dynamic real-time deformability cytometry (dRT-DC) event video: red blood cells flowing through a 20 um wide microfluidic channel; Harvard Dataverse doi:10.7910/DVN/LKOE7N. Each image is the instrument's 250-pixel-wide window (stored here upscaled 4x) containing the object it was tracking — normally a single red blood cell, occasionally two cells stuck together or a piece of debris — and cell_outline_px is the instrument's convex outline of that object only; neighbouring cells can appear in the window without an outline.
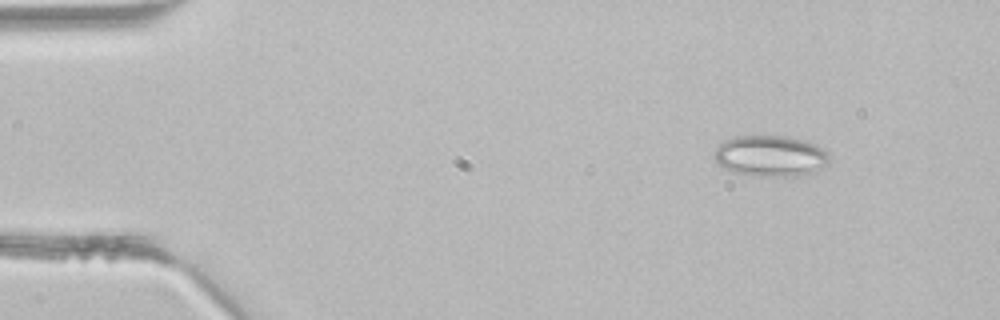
{"species": "common noctule bat (a hibernating species)", "species_latin": "Nyctalus noctula", "temperature_condition": "room temperature", "stored_images_in_passage": 2, "camera_frame_rate_fps": 3000, "um_per_image_px": 0.085, "animal": {"sex": "male", "body_mass_g": 21.5, "forearm_length_mm": 52.0}, "frame": {"image": 1, "passage_image": 1, "time_ms": 0.0, "image_size_px": [1000, 320], "cell_outline_px": [[828, 164], [816, 172], [808, 176], [752, 176], [732, 172], [724, 168], [712, 156], [716, 148], [724, 140], [736, 136], [788, 136], [804, 140], [816, 144], [828, 152]], "centroid_in_image_um": [65.51, 13.27], "position_along_channel_um": 19.5, "area_um2": 27.98}}